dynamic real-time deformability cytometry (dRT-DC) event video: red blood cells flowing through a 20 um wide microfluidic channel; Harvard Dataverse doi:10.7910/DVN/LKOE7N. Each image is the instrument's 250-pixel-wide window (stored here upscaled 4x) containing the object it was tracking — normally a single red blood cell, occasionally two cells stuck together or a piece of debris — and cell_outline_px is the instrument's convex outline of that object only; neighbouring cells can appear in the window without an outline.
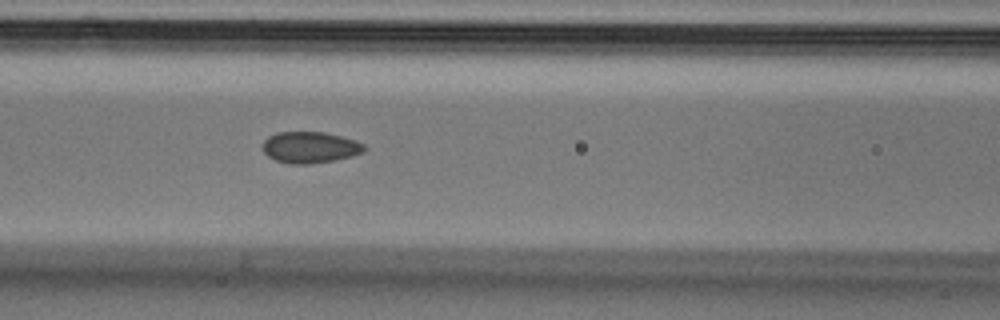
{"species": "Egyptian fruit bat (a non-hibernating species)", "species_latin": "Rousettus aegyptiacus", "temperature_condition": "cold", "stored_images_in_passage": 6, "camera_frame_rate_fps": 3000, "um_per_image_px": 0.085, "animal": {"sex": "male"}, "frame": {"image": 1, "passage_image": 6, "time_ms": 1.667, "image_size_px": [1000, 320], "cell_outline_px": [[368, 148], [364, 152], [352, 156], [332, 160], [308, 164], [292, 164], [276, 160], [268, 156], [264, 152], [264, 140], [268, 136], [276, 132], [324, 132], [356, 140], [364, 144]], "centroid_in_image_um": [26.38, 12.51], "position_along_channel_um": 140.2, "area_um2": 18.5}}